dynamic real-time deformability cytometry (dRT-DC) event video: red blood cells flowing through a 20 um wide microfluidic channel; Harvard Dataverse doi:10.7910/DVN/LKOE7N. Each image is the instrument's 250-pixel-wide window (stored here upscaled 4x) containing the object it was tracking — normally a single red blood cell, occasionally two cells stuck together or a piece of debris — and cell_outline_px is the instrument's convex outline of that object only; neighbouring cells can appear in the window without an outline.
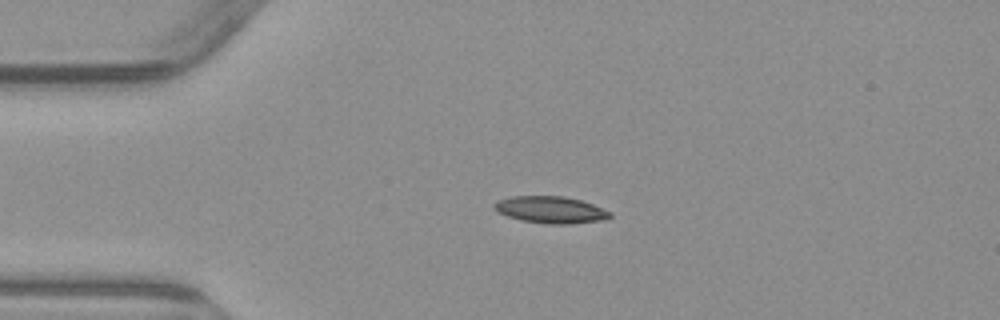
{"species": "common noctule bat (a hibernating species)", "species_latin": "Nyctalus noctula", "temperature_condition": "warm", "stored_images_in_passage": 6, "camera_frame_rate_fps": 3000, "um_per_image_px": 0.085, "animal": {"sex": "male", "body_mass_g": 23.1, "forearm_length_mm": 52.7}, "frame": {"image": 1, "passage_image": 1, "time_ms": 0.0, "image_size_px": [1000, 320], "cell_outline_px": [[612, 216], [604, 220], [568, 224], [552, 224], [524, 220], [508, 216], [496, 212], [492, 204], [496, 200], [512, 196], [564, 196], [580, 200], [592, 204], [612, 212]], "centroid_in_image_um": [46.79, 17.82], "position_along_channel_um": 38.2, "area_um2": 18.09}}
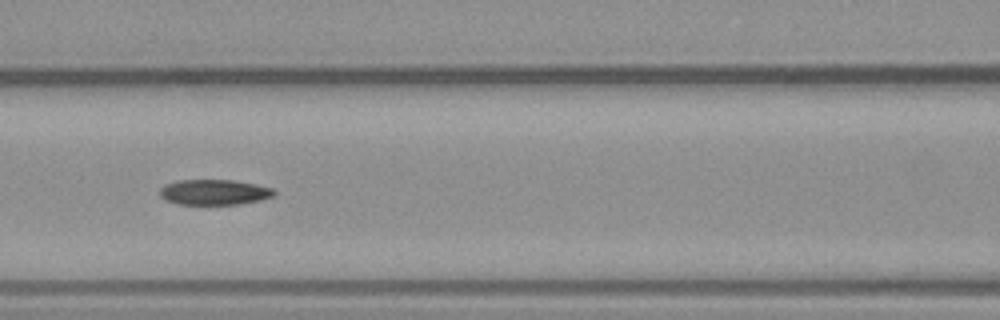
{"frame": {"image": 2, "passage_image": 4, "time_ms": 3.667, "image_size_px": [1000, 320], "cell_outline_px": [[276, 192], [272, 196], [260, 200], [236, 204], [176, 204], [160, 196], [160, 188], [164, 184], [176, 180], [232, 180], [256, 184], [272, 188]], "centroid_in_image_um": [18.18, 16.32], "position_along_channel_um": 148.4, "area_um2": 16.82}}
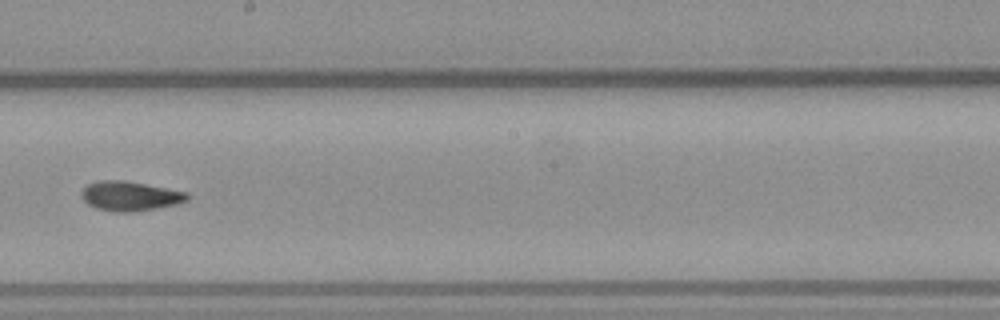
{"frame": {"image": 3, "passage_image": 6, "time_ms": 6.0, "image_size_px": [1000, 320], "cell_outline_px": [[188, 200], [156, 208], [136, 212], [116, 212], [96, 208], [88, 204], [80, 196], [80, 192], [88, 184], [100, 180], [124, 180], [188, 192]], "centroid_in_image_um": [11.01, 16.66], "position_along_channel_um": 237.2, "area_um2": 18.09}}